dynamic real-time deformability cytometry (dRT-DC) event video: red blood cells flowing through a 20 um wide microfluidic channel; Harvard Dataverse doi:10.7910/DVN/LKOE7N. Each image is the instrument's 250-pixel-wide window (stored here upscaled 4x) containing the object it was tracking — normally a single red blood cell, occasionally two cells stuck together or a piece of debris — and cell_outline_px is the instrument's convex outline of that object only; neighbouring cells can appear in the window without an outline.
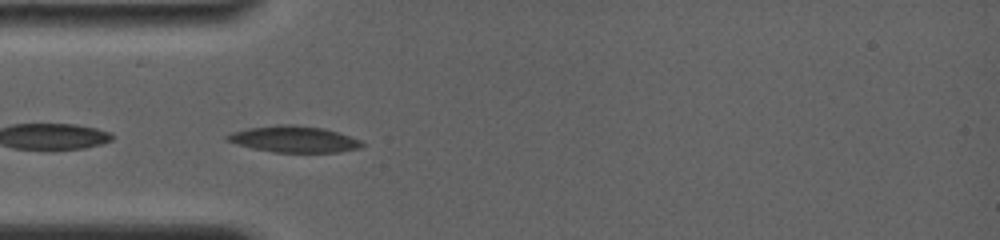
{"species": "common noctule bat (a hibernating species)", "species_latin": "Nyctalus noctula", "temperature_condition": "room temperature", "stored_images_in_passage": 24, "camera_frame_rate_fps": 4000, "um_per_image_px": 0.085, "animal": {"sex": "female", "body_mass_g": 19.0, "forearm_length_mm": 56.7}, "frame": {"image": 1, "passage_image": 4, "time_ms": 0.5, "image_size_px": [1000, 240], "cell_outline_px": [[364, 144], [360, 148], [340, 152], [272, 152], [252, 148], [224, 140], [224, 136], [232, 132], [248, 128], [280, 124], [292, 124], [324, 128], [360, 140]], "centroid_in_image_um": [24.95, 11.83], "position_along_channel_um": 60.1, "area_um2": 20.63}}
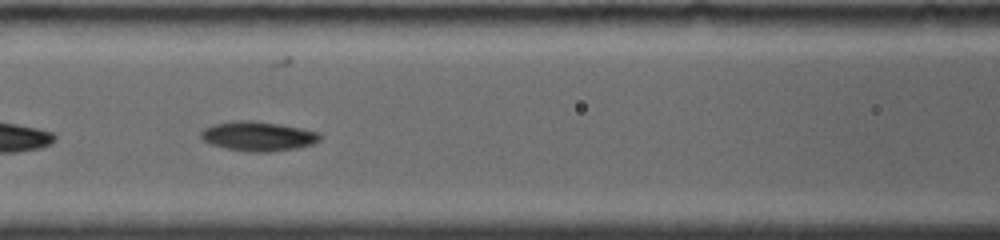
{"frame": {"image": 2, "passage_image": 17, "time_ms": 2.75, "image_size_px": [1000, 240], "cell_outline_px": [[320, 140], [312, 144], [300, 148], [268, 152], [252, 152], [228, 148], [212, 144], [204, 140], [200, 136], [200, 132], [204, 128], [212, 124], [232, 120], [256, 120], [304, 128], [320, 132]], "centroid_in_image_um": [21.97, 11.56], "position_along_channel_um": 144.6, "area_um2": 20.69}}
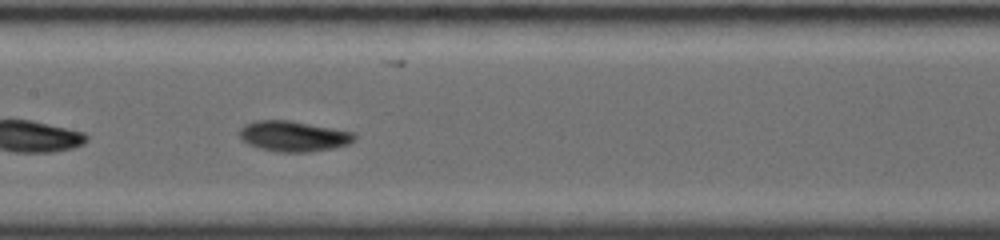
{"frame": {"image": 3, "passage_image": 23, "time_ms": 3.75, "image_size_px": [1000, 240], "cell_outline_px": [[356, 140], [348, 144], [332, 148], [308, 152], [284, 152], [264, 148], [248, 144], [240, 136], [240, 128], [244, 124], [256, 120], [292, 120], [356, 132]], "centroid_in_image_um": [25.0, 11.55], "position_along_channel_um": 182.4, "area_um2": 20.4}}